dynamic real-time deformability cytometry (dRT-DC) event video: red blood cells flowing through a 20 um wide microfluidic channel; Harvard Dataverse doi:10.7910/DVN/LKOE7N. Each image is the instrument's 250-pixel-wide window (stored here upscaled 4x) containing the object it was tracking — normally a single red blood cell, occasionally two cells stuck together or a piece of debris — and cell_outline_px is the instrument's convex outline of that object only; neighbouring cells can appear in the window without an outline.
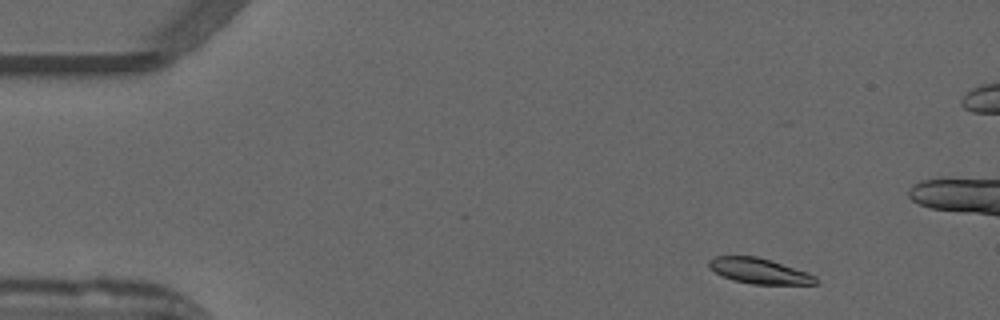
{"species": "common noctule bat (a hibernating species)", "species_latin": "Nyctalus noctula", "temperature_condition": "warm", "stored_images_in_passage": 49, "camera_frame_rate_fps": 3000, "um_per_image_px": 0.085, "animal": {"sex": "male", "forearm_length_mm": 52.5}, "frame": {"image": 1, "passage_image": 1, "time_ms": 0.0, "image_size_px": [1000, 320], "cell_outline_px": [[816, 284], [752, 284], [732, 280], [708, 268], [708, 260], [716, 256], [756, 256], [772, 260], [808, 272], [816, 276]], "centroid_in_image_um": [64.52, 23.02], "position_along_channel_um": 20.5, "area_um2": 15.84}}
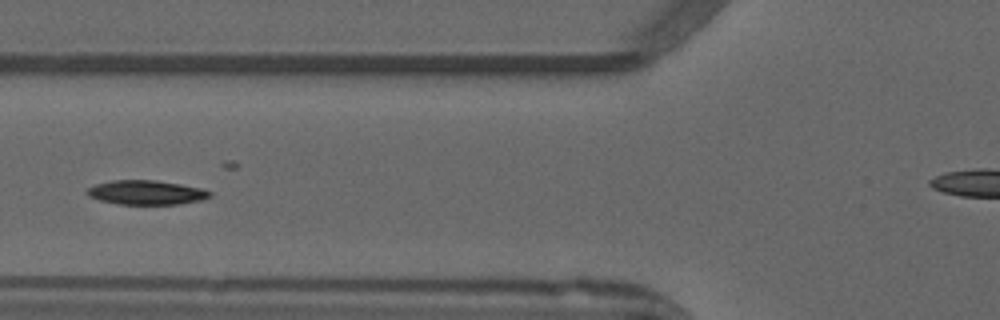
{"frame": {"image": 2, "passage_image": 15, "time_ms": 4.667, "image_size_px": [1000, 320], "cell_outline_px": [[212, 196], [204, 200], [180, 204], [120, 204], [100, 200], [88, 196], [84, 192], [88, 188], [96, 184], [112, 180], [156, 180], [180, 184], [200, 188], [212, 192]], "centroid_in_image_um": [12.45, 16.36], "position_along_channel_um": 113.4, "area_um2": 17.46}}
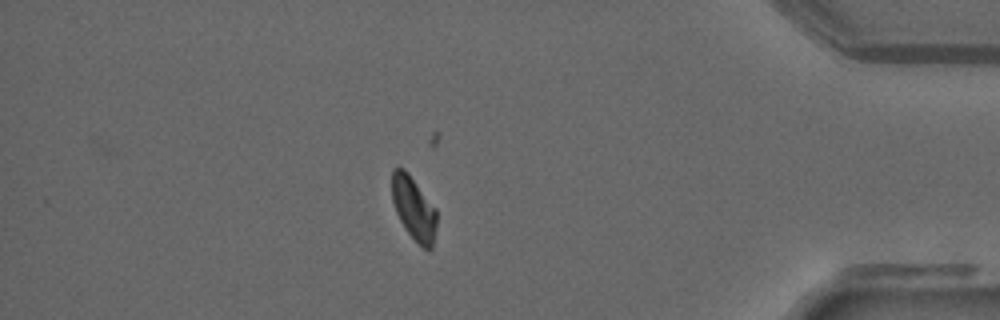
{"frame": {"image": 3, "passage_image": 40, "time_ms": 13.0, "image_size_px": [1000, 320], "cell_outline_px": [[436, 224], [432, 248], [428, 252], [408, 232], [400, 220], [396, 212], [392, 200], [392, 168], [404, 168], [408, 172], [436, 208]], "centroid_in_image_um": [35.17, 17.68], "position_along_channel_um": 400.0, "area_um2": 16.36}, "authors_computed_cell_mechanics": {"area_um2": 17.2244, "velocity_mm_per_s": 3.9258, "shape_relaxation_time_tau1_ms": 4.9321, "shape_relaxation_time_tau2_ms": 10.7011, "deformation_change_tau1": 0.1421, "deformation_change_tau2": 0.1285}}